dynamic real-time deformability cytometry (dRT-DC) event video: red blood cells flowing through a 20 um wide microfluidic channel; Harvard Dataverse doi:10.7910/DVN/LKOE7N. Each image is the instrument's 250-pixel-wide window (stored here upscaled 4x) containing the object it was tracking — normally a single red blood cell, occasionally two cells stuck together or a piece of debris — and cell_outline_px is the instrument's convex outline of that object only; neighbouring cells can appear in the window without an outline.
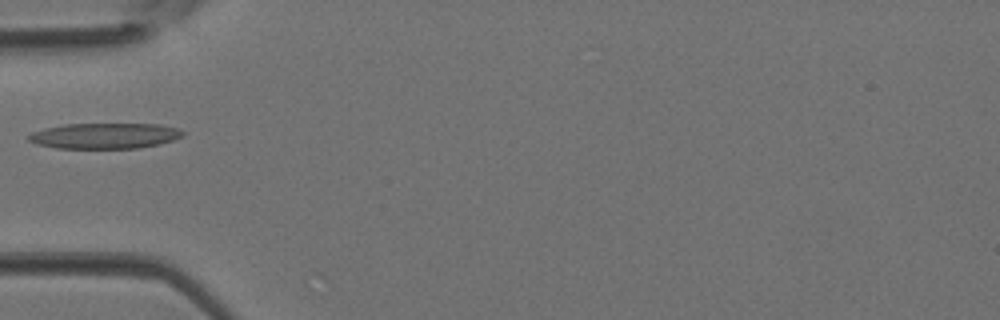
{"species": "Egyptian fruit bat (a non-hibernating species)", "species_latin": "Rousettus aegyptiacus", "temperature_condition": "room temperature", "stored_images_in_passage": 4, "camera_frame_rate_fps": 3000, "um_per_image_px": 0.085, "animal": {"sex": "female"}, "frame": {"image": 1, "passage_image": 4, "time_ms": 1.0, "image_size_px": [1000, 320], "cell_outline_px": [[184, 136], [160, 144], [140, 148], [56, 148], [36, 144], [28, 140], [28, 136], [32, 132], [44, 128], [64, 124], [160, 124], [180, 128], [184, 132]], "centroid_in_image_um": [8.93, 11.54], "position_along_channel_um": 76.1, "area_um2": 23.18}}